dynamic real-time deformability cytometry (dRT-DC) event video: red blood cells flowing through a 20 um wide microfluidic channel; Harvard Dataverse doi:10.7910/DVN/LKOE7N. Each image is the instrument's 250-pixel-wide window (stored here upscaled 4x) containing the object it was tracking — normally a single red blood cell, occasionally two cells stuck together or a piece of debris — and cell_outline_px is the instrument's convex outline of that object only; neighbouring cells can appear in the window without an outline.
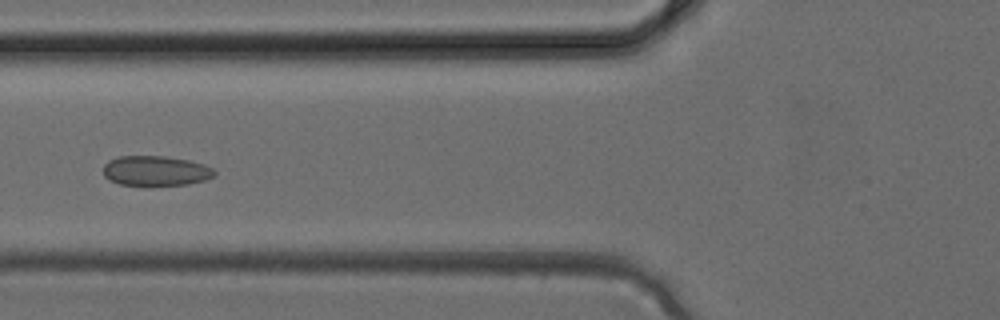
{"species": "common noctule bat (a hibernating species)", "species_latin": "Nyctalus noctula", "temperature_condition": "cold", "stored_images_in_passage": 4, "camera_frame_rate_fps": 3000, "um_per_image_px": 0.085, "animal": {"sex": "female", "body_mass_g": 24.6, "forearm_length_mm": 56.2}, "frame": {"image": 1, "passage_image": 4, "time_ms": 1.0, "image_size_px": [1000, 320], "cell_outline_px": [[216, 172], [212, 176], [204, 180], [188, 184], [144, 188], [120, 184], [108, 180], [104, 176], [104, 164], [108, 160], [120, 156], [164, 156], [188, 160], [204, 164], [212, 168]], "centroid_in_image_um": [13.19, 14.56], "position_along_channel_um": 112.6, "area_um2": 20.06}}